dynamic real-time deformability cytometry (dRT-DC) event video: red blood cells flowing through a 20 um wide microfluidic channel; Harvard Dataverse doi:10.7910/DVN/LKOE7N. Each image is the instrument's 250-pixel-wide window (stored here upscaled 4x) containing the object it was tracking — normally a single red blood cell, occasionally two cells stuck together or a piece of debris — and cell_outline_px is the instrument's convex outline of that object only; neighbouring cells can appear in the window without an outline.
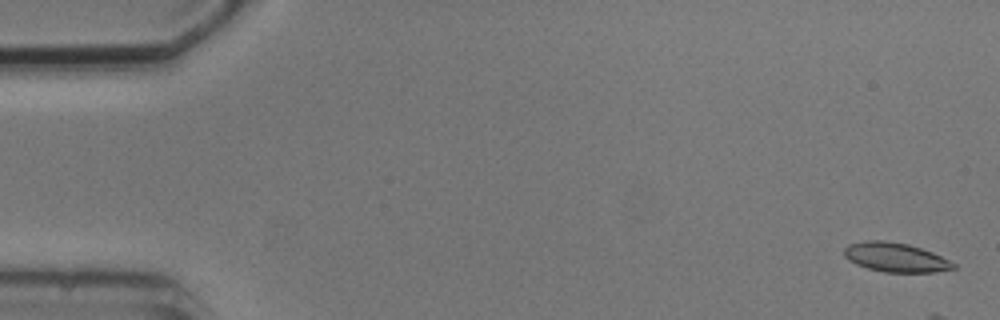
{"species": "common noctule bat (a hibernating species)", "species_latin": "Nyctalus noctula", "temperature_condition": "cold", "stored_images_in_passage": 4, "camera_frame_rate_fps": 3000, "um_per_image_px": 0.085, "animal": {"sex": "male", "body_mass_g": 20.5, "forearm_length_mm": 52.5}, "frame": {"image": 1, "passage_image": 1, "time_ms": 0.0, "image_size_px": [1000, 320], "cell_outline_px": [[956, 268], [932, 272], [884, 272], [868, 268], [856, 264], [848, 260], [844, 256], [844, 248], [848, 244], [864, 240], [884, 240], [908, 244], [932, 252], [956, 264]], "centroid_in_image_um": [76.08, 21.86], "position_along_channel_um": 8.9, "area_um2": 18.55}}